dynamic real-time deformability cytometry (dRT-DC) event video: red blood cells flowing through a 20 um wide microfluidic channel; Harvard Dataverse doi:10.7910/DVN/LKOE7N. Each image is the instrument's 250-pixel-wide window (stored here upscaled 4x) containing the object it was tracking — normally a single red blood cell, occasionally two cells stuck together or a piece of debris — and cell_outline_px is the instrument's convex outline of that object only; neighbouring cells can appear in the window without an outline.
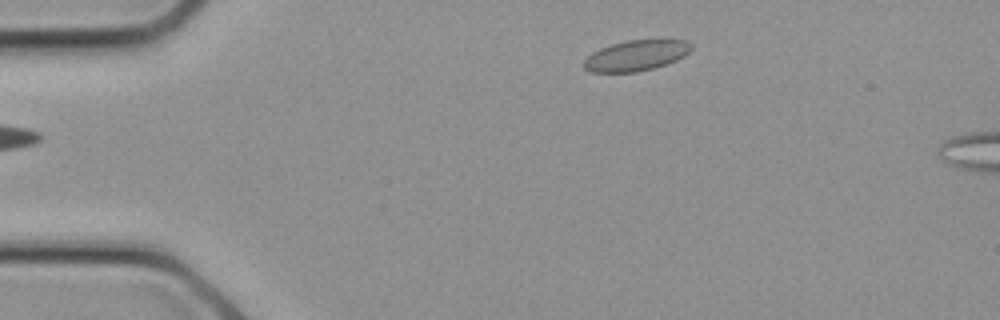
{"species": "common noctule bat (a hibernating species)", "species_latin": "Nyctalus noctula", "temperature_condition": "cold", "stored_images_in_passage": 3, "camera_frame_rate_fps": 3000, "um_per_image_px": 0.085, "animal": {"sex": "female", "body_mass_g": 21.9}, "frame": {"image": 1, "passage_image": 1, "time_ms": 0.0, "image_size_px": [1000, 320], "cell_outline_px": [[692, 48], [684, 56], [676, 60], [652, 68], [636, 72], [588, 72], [584, 68], [584, 60], [592, 52], [600, 48], [612, 44], [628, 40], [688, 40], [692, 44]], "centroid_in_image_um": [54.05, 4.72], "position_along_channel_um": 31.0, "area_um2": 19.02}}